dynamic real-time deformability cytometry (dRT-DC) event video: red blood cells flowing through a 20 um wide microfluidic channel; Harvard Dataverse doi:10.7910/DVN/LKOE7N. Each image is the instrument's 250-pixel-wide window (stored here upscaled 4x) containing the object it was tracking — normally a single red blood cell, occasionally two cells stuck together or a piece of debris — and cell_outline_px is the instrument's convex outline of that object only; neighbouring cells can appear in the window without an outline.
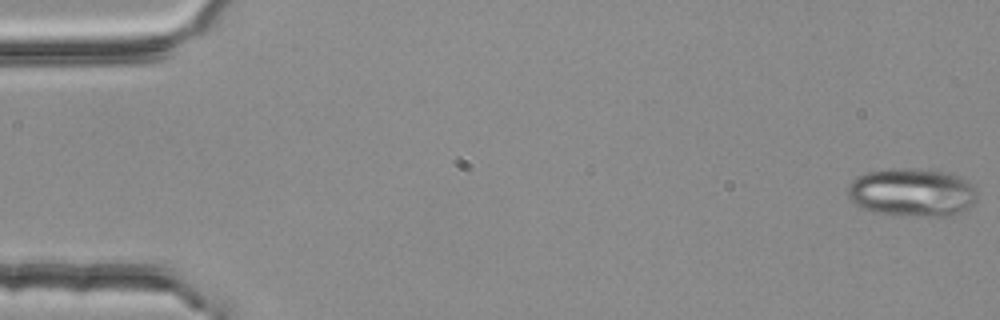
{"species": "common noctule bat (a hibernating species)", "species_latin": "Nyctalus noctula", "temperature_condition": "room temperature", "stored_images_in_passage": 56, "segment_of_instrument_passage": [1, 2], "camera_frame_rate_fps": 3000, "um_per_image_px": 0.085, "animal": {"sex": "female", "body_mass_g": 25.1}, "frame": {"image": 1, "passage_image": 1, "time_ms": 0.0, "image_size_px": [1000, 320], "cell_outline_px": [[976, 200], [972, 204], [960, 212], [948, 216], [936, 216], [872, 212], [860, 208], [848, 200], [848, 184], [856, 176], [864, 172], [888, 168], [908, 168], [948, 172], [964, 180], [976, 188]], "centroid_in_image_um": [77.45, 16.33], "position_along_channel_um": 7.6, "area_um2": 36.36}}
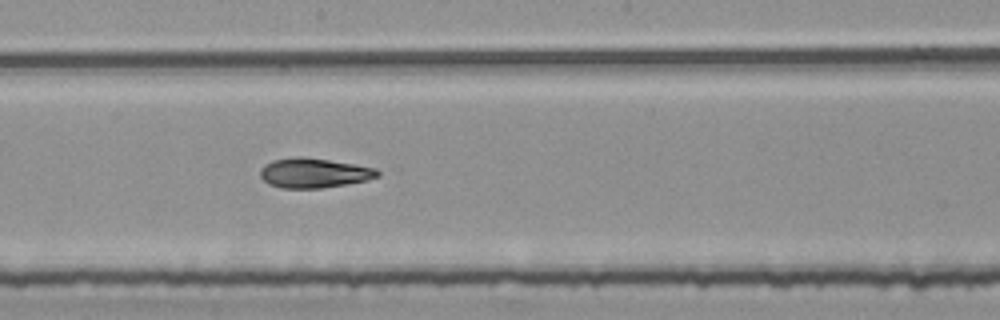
{"frame": {"image": 2, "passage_image": 30, "time_ms": 9.667, "image_size_px": [1000, 320], "cell_outline_px": [[380, 176], [368, 180], [320, 188], [280, 188], [268, 184], [260, 176], [260, 172], [264, 164], [272, 160], [296, 156], [300, 156], [328, 160], [376, 168], [380, 172]], "centroid_in_image_um": [26.66, 14.7], "position_along_channel_um": 221.5, "area_um2": 20.23}}
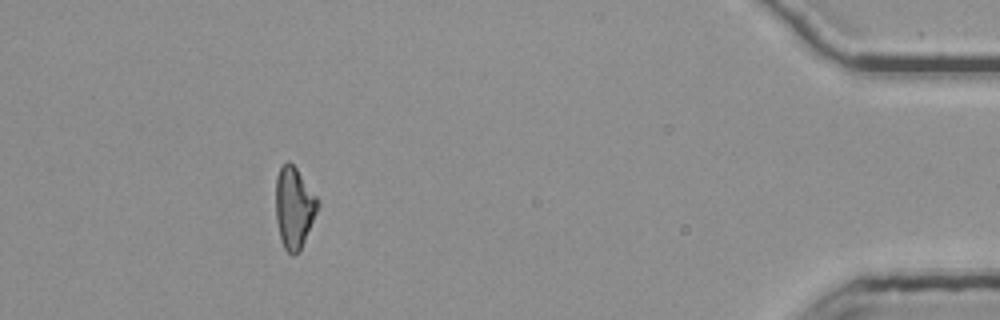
{"frame": {"image": 3, "passage_image": 50, "time_ms": 16.333, "image_size_px": [1000, 320], "cell_outline_px": [[320, 204], [300, 252], [292, 256], [284, 248], [280, 240], [276, 220], [276, 176], [280, 168], [288, 160], [296, 168], [316, 196]], "centroid_in_image_um": [24.99, 17.68], "position_along_channel_um": 410.2, "area_um2": 19.88}}